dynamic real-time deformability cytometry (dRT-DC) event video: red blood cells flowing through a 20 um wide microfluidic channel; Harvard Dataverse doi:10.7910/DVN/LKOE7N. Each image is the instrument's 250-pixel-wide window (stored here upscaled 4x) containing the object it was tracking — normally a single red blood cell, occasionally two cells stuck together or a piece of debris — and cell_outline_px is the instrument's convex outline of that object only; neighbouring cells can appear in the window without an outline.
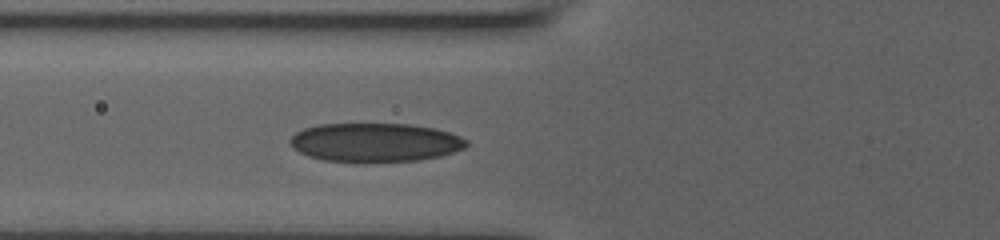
{"species": "human", "species_latin": "Homo sapiens", "temperature_condition": "room temperature", "stored_images_in_passage": 6, "camera_frame_rate_fps": 3000, "um_per_image_px": 0.085, "donor": {"sex": "male"}, "frame": {"image": 1, "passage_image": 6, "time_ms": 4.333, "image_size_px": [1000, 240], "cell_outline_px": [[468, 144], [464, 148], [440, 156], [420, 160], [364, 164], [324, 160], [308, 156], [292, 148], [288, 144], [288, 140], [296, 132], [304, 128], [320, 124], [408, 124], [432, 128], [448, 132], [460, 136], [468, 140]], "centroid_in_image_um": [31.84, 12.14], "position_along_channel_um": 94.0, "area_um2": 40.58}}